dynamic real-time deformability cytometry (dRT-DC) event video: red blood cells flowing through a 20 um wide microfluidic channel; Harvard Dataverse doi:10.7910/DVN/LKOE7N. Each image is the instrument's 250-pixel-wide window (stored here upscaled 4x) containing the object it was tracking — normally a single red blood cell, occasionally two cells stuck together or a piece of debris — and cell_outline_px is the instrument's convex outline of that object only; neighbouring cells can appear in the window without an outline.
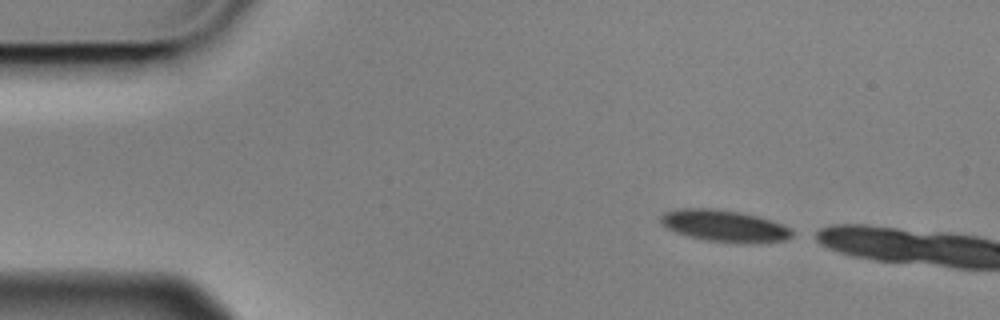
{"species": "Egyptian fruit bat (a non-hibernating species)", "species_latin": "Rousettus aegyptiacus", "temperature_condition": "cold", "stored_images_in_passage": 2, "camera_frame_rate_fps": 3000, "um_per_image_px": 0.085, "animal": {"sex": "male"}, "frame": {"image": 1, "passage_image": 1, "time_ms": 0.0, "image_size_px": [1000, 320], "cell_outline_px": [[792, 236], [788, 240], [704, 240], [688, 236], [676, 232], [660, 224], [660, 216], [664, 212], [676, 208], [712, 208], [740, 212], [772, 220], [792, 228]], "centroid_in_image_um": [61.48, 19.13], "position_along_channel_um": 23.5, "area_um2": 23.41}}